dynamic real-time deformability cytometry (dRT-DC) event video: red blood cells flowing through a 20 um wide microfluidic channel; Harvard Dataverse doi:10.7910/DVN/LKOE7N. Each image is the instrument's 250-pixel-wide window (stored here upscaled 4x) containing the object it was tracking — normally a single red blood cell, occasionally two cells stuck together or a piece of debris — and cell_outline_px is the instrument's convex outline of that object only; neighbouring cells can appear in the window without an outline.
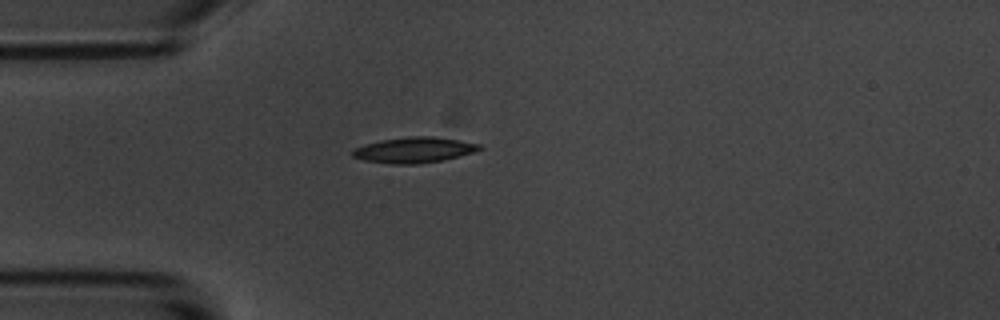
{"species": "common noctule bat (a hibernating species)", "species_latin": "Nyctalus noctula", "temperature_condition": "room temperature", "stored_images_in_passage": 2, "camera_frame_rate_fps": 3000, "um_per_image_px": 0.085, "animal": {"sex": "male", "body_mass_g": 20.1, "forearm_length_mm": 53.5}, "frame": {"image": 1, "passage_image": 1, "time_ms": 0.0, "image_size_px": [1000, 320], "cell_outline_px": [[484, 148], [472, 152], [444, 160], [416, 164], [392, 164], [364, 160], [352, 156], [352, 148], [364, 144], [380, 140], [408, 136], [432, 136], [480, 144]], "centroid_in_image_um": [35.15, 12.74], "position_along_channel_um": 49.9, "area_um2": 18.9}}